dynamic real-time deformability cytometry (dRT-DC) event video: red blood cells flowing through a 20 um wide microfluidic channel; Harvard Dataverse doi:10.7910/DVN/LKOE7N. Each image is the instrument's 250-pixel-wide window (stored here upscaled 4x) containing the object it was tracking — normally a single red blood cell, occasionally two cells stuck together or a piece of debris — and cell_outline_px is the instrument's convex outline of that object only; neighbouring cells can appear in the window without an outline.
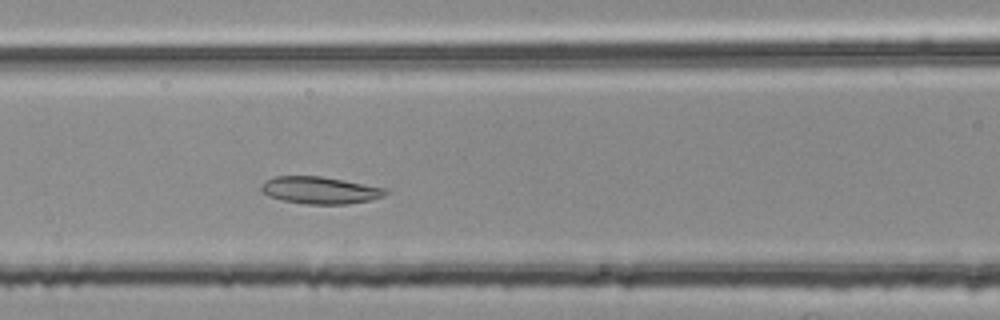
{"species": "common noctule bat (a hibernating species)", "species_latin": "Nyctalus noctula", "temperature_condition": "room temperature", "stored_images_in_passage": 45, "camera_frame_rate_fps": 3000, "um_per_image_px": 0.085, "animal": {"sex": "female", "body_mass_g": 25.1}, "frame": {"image": 1, "passage_image": 17, "time_ms": 5.333, "image_size_px": [1000, 320], "cell_outline_px": [[388, 192], [384, 196], [372, 200], [344, 204], [308, 204], [284, 200], [268, 196], [260, 188], [260, 184], [264, 180], [276, 176], [320, 176], [388, 188]], "centroid_in_image_um": [27.21, 16.16], "position_along_channel_um": 139.4, "area_um2": 19.65}}
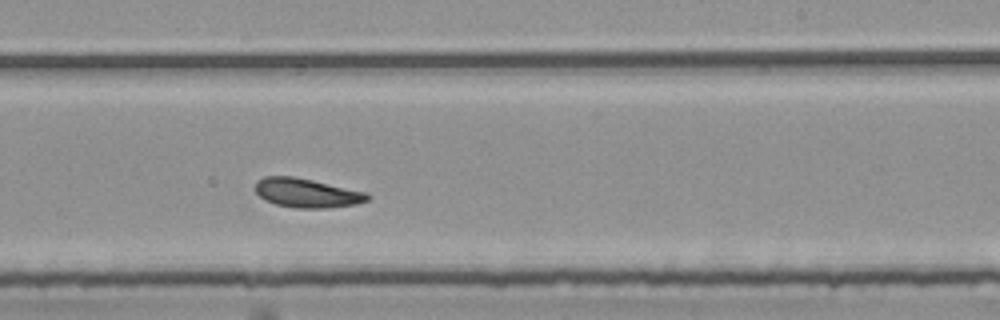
{"frame": {"image": 2, "passage_image": 27, "time_ms": 8.667, "image_size_px": [1000, 320], "cell_outline_px": [[368, 200], [356, 204], [328, 208], [296, 208], [276, 204], [264, 200], [256, 192], [256, 180], [264, 176], [292, 176], [312, 180], [368, 192]], "centroid_in_image_um": [26.07, 16.4], "position_along_channel_um": 262.9, "area_um2": 19.02}}
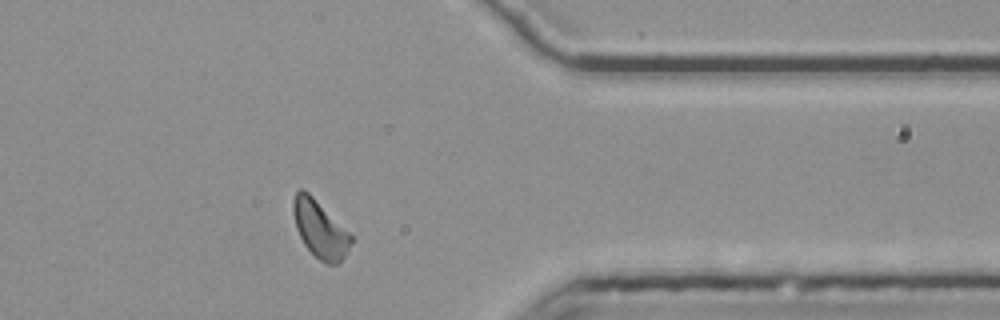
{"frame": {"image": 3, "passage_image": 38, "time_ms": 12.333, "image_size_px": [1000, 320], "cell_outline_px": [[352, 240], [344, 256], [336, 264], [328, 264], [320, 260], [304, 244], [296, 228], [292, 212], [292, 200], [296, 192], [300, 188], [308, 192], [352, 236]], "centroid_in_image_um": [27.15, 19.46], "position_along_channel_um": 384.2, "area_um2": 18.73}, "authors_computed_cell_mechanics": {"area_um2": 19.1896, "velocity_mm_per_s": 3.7218, "shape_relaxation_time_tau1_ms": 7.8743, "shape_relaxation_time_tau2_ms": 4.5312, "deformation_change_tau1": 0.1323, "deformation_change_tau2": 0.1163}}